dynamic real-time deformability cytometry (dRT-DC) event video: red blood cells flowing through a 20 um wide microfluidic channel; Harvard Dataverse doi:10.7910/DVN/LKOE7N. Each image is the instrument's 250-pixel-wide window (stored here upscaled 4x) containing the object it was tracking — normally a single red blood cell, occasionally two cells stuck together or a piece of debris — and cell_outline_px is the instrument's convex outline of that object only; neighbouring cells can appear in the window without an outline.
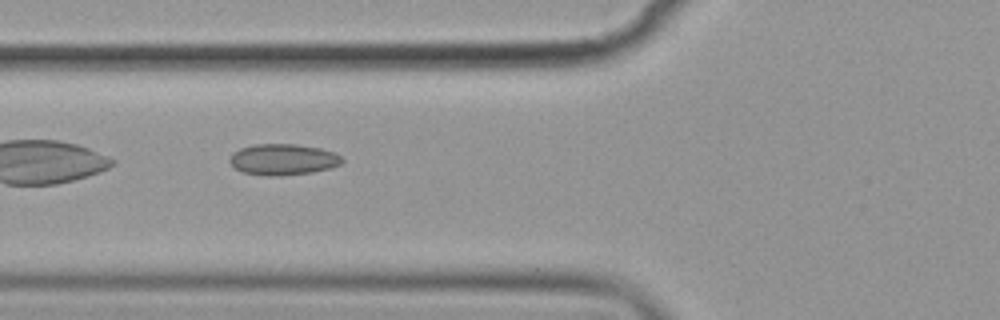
{"species": "common noctule bat (a hibernating species)", "species_latin": "Nyctalus noctula", "temperature_condition": "cold", "stored_images_in_passage": 9, "camera_frame_rate_fps": 3000, "um_per_image_px": 0.085, "animal": {"sex": "female", "body_mass_g": 19.9}, "frame": {"image": 1, "passage_image": 7, "time_ms": 7.0, "image_size_px": [1000, 320], "cell_outline_px": [[344, 160], [340, 164], [328, 168], [312, 172], [280, 176], [272, 176], [244, 172], [236, 168], [228, 160], [232, 152], [240, 148], [252, 144], [296, 144], [320, 148], [332, 152], [340, 156]], "centroid_in_image_um": [24.03, 13.54], "position_along_channel_um": 101.8, "area_um2": 20.23}}
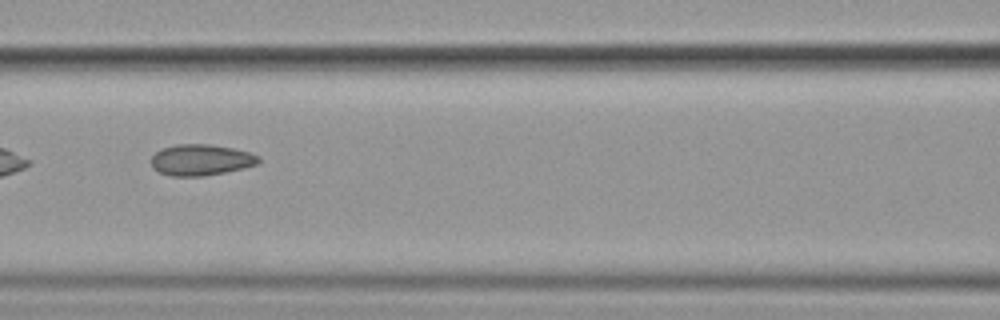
{"frame": {"image": 2, "passage_image": 8, "time_ms": 8.333, "image_size_px": [1000, 320], "cell_outline_px": [[260, 160], [256, 164], [244, 168], [204, 176], [172, 176], [160, 172], [152, 168], [152, 156], [156, 152], [164, 148], [176, 144], [208, 144], [232, 148], [248, 152], [260, 156]], "centroid_in_image_um": [17.08, 13.59], "position_along_channel_um": 149.5, "area_um2": 19.31}}
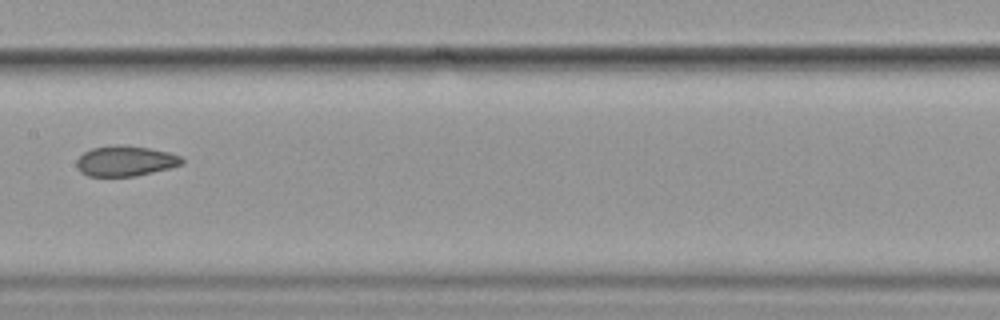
{"frame": {"image": 3, "passage_image": 9, "time_ms": 9.667, "image_size_px": [1000, 320], "cell_outline_px": [[184, 164], [136, 176], [88, 176], [80, 172], [76, 164], [76, 160], [84, 152], [92, 148], [116, 144], [120, 144], [148, 148], [168, 152], [180, 156], [184, 160]], "centroid_in_image_um": [10.64, 13.68], "position_along_channel_um": 196.8, "area_um2": 18.61}}